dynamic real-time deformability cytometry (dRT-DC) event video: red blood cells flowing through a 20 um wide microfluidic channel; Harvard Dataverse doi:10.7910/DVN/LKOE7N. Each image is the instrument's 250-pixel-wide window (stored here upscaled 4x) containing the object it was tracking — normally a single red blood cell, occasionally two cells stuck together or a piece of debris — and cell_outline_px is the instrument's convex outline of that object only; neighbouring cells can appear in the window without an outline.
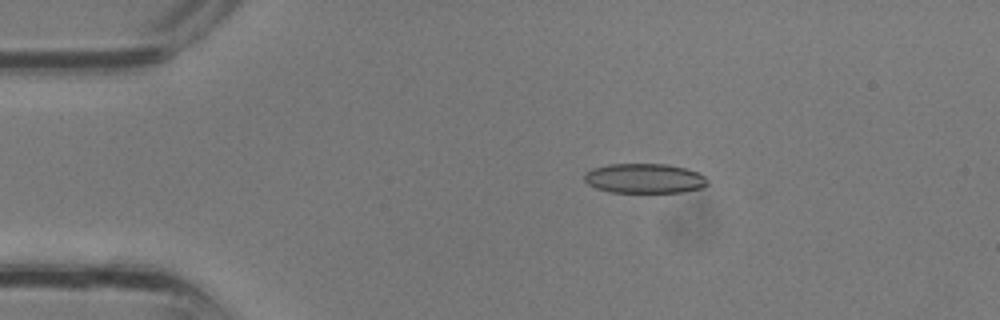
{"species": "common noctule bat (a hibernating species)", "species_latin": "Nyctalus noctula", "temperature_condition": "room temperature", "stored_images_in_passage": 28, "camera_frame_rate_fps": 3000, "um_per_image_px": 0.085, "animal": {"sex": "male", "body_mass_g": 13.3}, "frame": {"image": 1, "passage_image": 1, "time_ms": 0.0, "image_size_px": [1000, 320], "cell_outline_px": [[708, 184], [704, 188], [680, 192], [608, 192], [596, 188], [588, 184], [584, 180], [584, 172], [592, 168], [608, 164], [668, 164], [688, 168], [704, 176], [708, 180]], "centroid_in_image_um": [54.78, 15.16], "position_along_channel_um": 30.2, "area_um2": 21.56}}
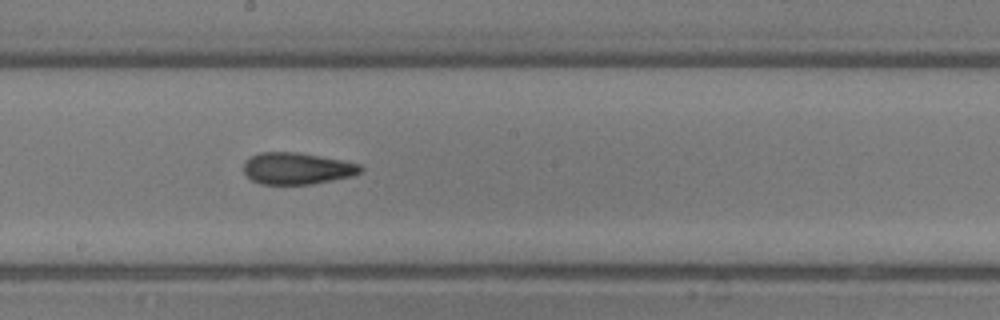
{"frame": {"image": 2, "passage_image": 13, "time_ms": 4.0, "image_size_px": [1000, 320], "cell_outline_px": [[364, 168], [360, 172], [352, 176], [312, 184], [260, 184], [252, 180], [244, 172], [244, 160], [260, 152], [296, 152], [344, 160], [360, 164]], "centroid_in_image_um": [25.25, 14.31], "position_along_channel_um": 222.9, "area_um2": 21.62}}
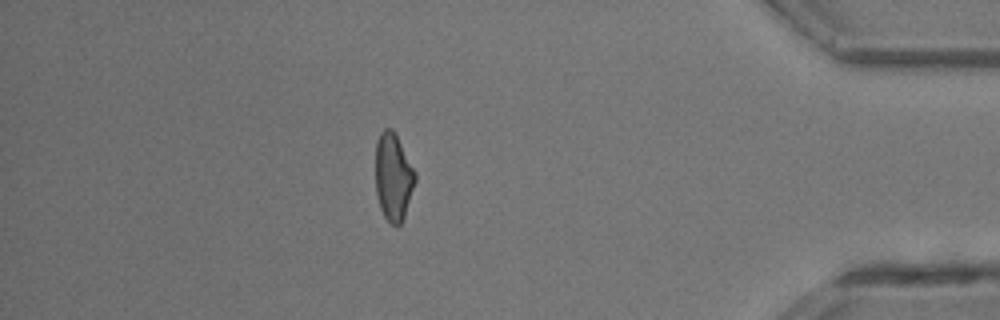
{"frame": {"image": 3, "passage_image": 24, "time_ms": 7.667, "image_size_px": [1000, 320], "cell_outline_px": [[416, 180], [404, 216], [400, 224], [392, 224], [384, 216], [380, 208], [376, 192], [376, 140], [380, 132], [384, 128], [392, 128], [416, 172]], "centroid_in_image_um": [33.42, 15.01], "position_along_channel_um": 401.8, "area_um2": 20.0}}